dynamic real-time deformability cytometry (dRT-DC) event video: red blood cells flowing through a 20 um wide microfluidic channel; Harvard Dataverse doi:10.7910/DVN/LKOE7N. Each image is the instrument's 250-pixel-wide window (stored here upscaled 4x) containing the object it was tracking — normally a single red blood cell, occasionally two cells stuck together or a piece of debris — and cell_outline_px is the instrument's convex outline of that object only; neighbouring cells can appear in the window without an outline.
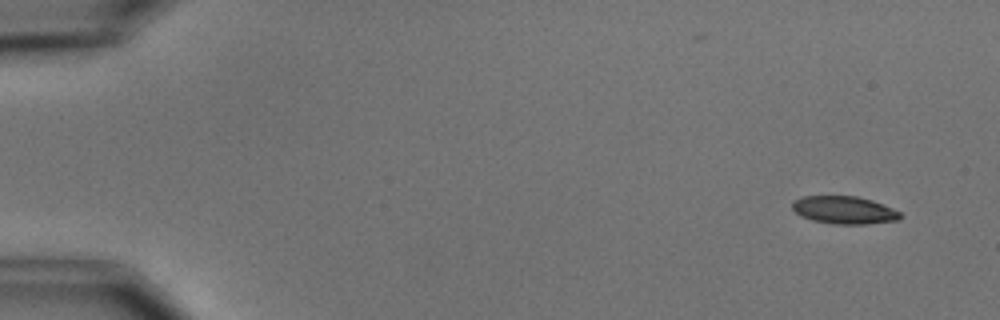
{"species": "common noctule bat (a hibernating species)", "species_latin": "Nyctalus noctula", "temperature_condition": "cold", "stored_images_in_passage": 4, "camera_frame_rate_fps": 3000, "um_per_image_px": 0.085, "animal": {"sex": "male", "body_mass_g": 15.6}, "frame": {"image": 1, "passage_image": 1, "time_ms": 0.0, "image_size_px": [1000, 320], "cell_outline_px": [[904, 216], [896, 220], [868, 224], [832, 224], [812, 220], [800, 216], [792, 208], [792, 200], [800, 196], [856, 196], [872, 200], [892, 208], [900, 212]], "centroid_in_image_um": [71.73, 17.85], "position_along_channel_um": 13.3, "area_um2": 17.57}}
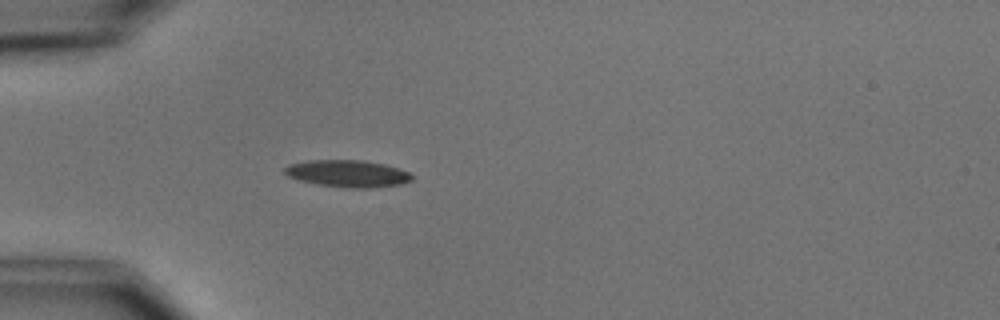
{"frame": {"image": 2, "passage_image": 4, "time_ms": 4.333, "image_size_px": [1000, 320], "cell_outline_px": [[412, 180], [400, 184], [372, 188], [352, 188], [320, 184], [300, 180], [288, 176], [284, 172], [284, 168], [288, 164], [308, 160], [364, 160], [384, 164], [408, 172], [412, 176]], "centroid_in_image_um": [29.54, 14.74], "position_along_channel_um": 55.5, "area_um2": 19.83}}